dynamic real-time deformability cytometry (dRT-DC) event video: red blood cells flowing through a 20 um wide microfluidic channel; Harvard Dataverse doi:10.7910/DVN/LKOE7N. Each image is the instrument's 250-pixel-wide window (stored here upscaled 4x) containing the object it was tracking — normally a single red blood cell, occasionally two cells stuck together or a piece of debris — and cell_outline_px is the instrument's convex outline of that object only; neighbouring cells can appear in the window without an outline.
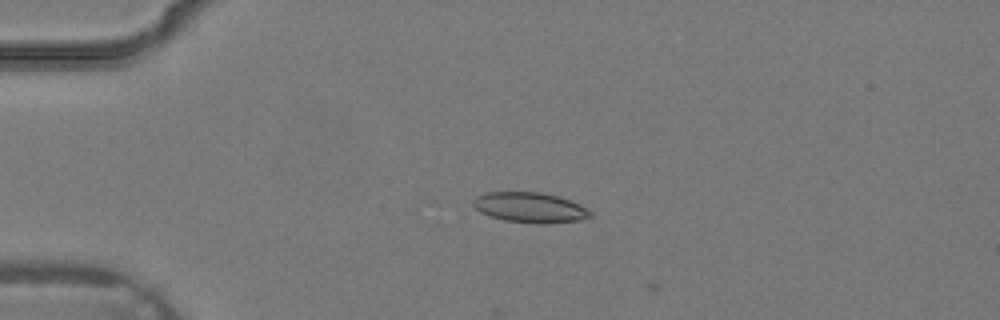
{"species": "common noctule bat (a hibernating species)", "species_latin": "Nyctalus noctula", "temperature_condition": "warm", "stored_images_in_passage": 2, "camera_frame_rate_fps": 3000, "um_per_image_px": 0.085, "animal": {"sex": "male", "body_mass_g": 19.2, "forearm_length_mm": 51.8}, "frame": {"image": 1, "passage_image": 1, "time_ms": 0.0, "image_size_px": [1000, 320], "cell_outline_px": [[592, 216], [580, 220], [504, 220], [480, 212], [472, 204], [472, 200], [476, 196], [484, 192], [540, 192], [556, 196], [580, 204], [592, 212]], "centroid_in_image_um": [44.97, 17.56], "position_along_channel_um": 40.0, "area_um2": 19.42}}